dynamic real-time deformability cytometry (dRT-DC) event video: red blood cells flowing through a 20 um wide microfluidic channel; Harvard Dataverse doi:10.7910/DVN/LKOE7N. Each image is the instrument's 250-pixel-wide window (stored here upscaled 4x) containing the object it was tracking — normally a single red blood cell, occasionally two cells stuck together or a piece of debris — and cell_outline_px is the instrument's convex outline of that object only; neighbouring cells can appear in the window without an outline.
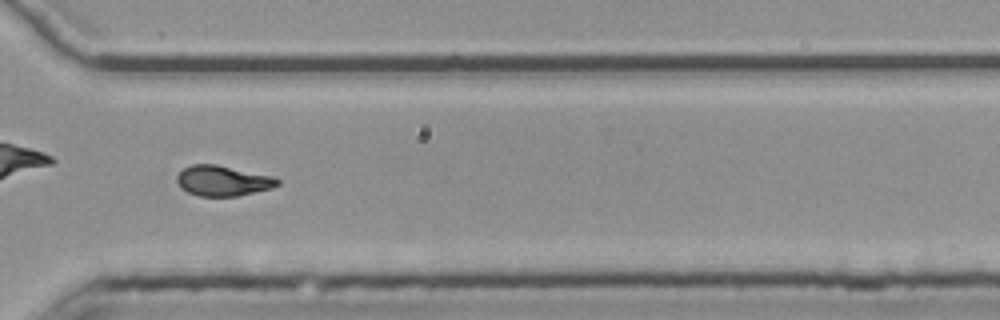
{"species": "common noctule bat (a hibernating species)", "species_latin": "Nyctalus noctula", "temperature_condition": "room temperature", "stored_images_in_passage": 44, "camera_frame_rate_fps": 3000, "um_per_image_px": 0.085, "animal": {"sex": "female", "body_mass_g": 25.1}, "frame": {"image": 1, "passage_image": 38, "time_ms": 12.333, "image_size_px": [1000, 320], "cell_outline_px": [[280, 184], [272, 188], [236, 196], [200, 196], [188, 192], [180, 188], [176, 180], [176, 176], [184, 168], [192, 164], [216, 164], [276, 176], [280, 180]], "centroid_in_image_um": [18.96, 15.35], "position_along_channel_um": 351.6, "area_um2": 17.98}, "authors_computed_cell_mechanics": {"area_um2": 17.9469, "velocity_mm_per_s": 3.7616, "shape_relaxation_time_tau1_ms": 6.5805, "shape_relaxation_time_tau2_ms": 2.9369, "deformation_change_tau1": 0.1707, "deformation_change_tau2": 0.0836}}